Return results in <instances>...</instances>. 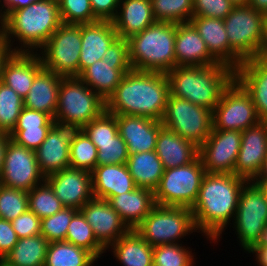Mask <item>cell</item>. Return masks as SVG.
I'll list each match as a JSON object with an SVG mask.
<instances>
[{"label":"cell","mask_w":267,"mask_h":266,"mask_svg":"<svg viewBox=\"0 0 267 266\" xmlns=\"http://www.w3.org/2000/svg\"><path fill=\"white\" fill-rule=\"evenodd\" d=\"M78 211V209L64 207L54 215L42 218L40 225L41 235H43L49 243L65 241L71 219Z\"/></svg>","instance_id":"obj_43"},{"label":"cell","mask_w":267,"mask_h":266,"mask_svg":"<svg viewBox=\"0 0 267 266\" xmlns=\"http://www.w3.org/2000/svg\"><path fill=\"white\" fill-rule=\"evenodd\" d=\"M176 23L156 21L142 32L130 36L129 61L133 70L162 72L176 67Z\"/></svg>","instance_id":"obj_5"},{"label":"cell","mask_w":267,"mask_h":266,"mask_svg":"<svg viewBox=\"0 0 267 266\" xmlns=\"http://www.w3.org/2000/svg\"><path fill=\"white\" fill-rule=\"evenodd\" d=\"M51 128L13 129L9 137L15 143L27 149L36 151L45 140Z\"/></svg>","instance_id":"obj_49"},{"label":"cell","mask_w":267,"mask_h":266,"mask_svg":"<svg viewBox=\"0 0 267 266\" xmlns=\"http://www.w3.org/2000/svg\"><path fill=\"white\" fill-rule=\"evenodd\" d=\"M134 231L152 247L176 244L197 232L190 208L155 205Z\"/></svg>","instance_id":"obj_7"},{"label":"cell","mask_w":267,"mask_h":266,"mask_svg":"<svg viewBox=\"0 0 267 266\" xmlns=\"http://www.w3.org/2000/svg\"><path fill=\"white\" fill-rule=\"evenodd\" d=\"M233 220L241 246L249 251L258 243L267 224V200L255 182L243 186Z\"/></svg>","instance_id":"obj_12"},{"label":"cell","mask_w":267,"mask_h":266,"mask_svg":"<svg viewBox=\"0 0 267 266\" xmlns=\"http://www.w3.org/2000/svg\"><path fill=\"white\" fill-rule=\"evenodd\" d=\"M109 63H130L127 39L117 38L102 57Z\"/></svg>","instance_id":"obj_51"},{"label":"cell","mask_w":267,"mask_h":266,"mask_svg":"<svg viewBox=\"0 0 267 266\" xmlns=\"http://www.w3.org/2000/svg\"><path fill=\"white\" fill-rule=\"evenodd\" d=\"M174 49L176 66H210L219 63L209 53L206 43L190 22L176 24Z\"/></svg>","instance_id":"obj_24"},{"label":"cell","mask_w":267,"mask_h":266,"mask_svg":"<svg viewBox=\"0 0 267 266\" xmlns=\"http://www.w3.org/2000/svg\"><path fill=\"white\" fill-rule=\"evenodd\" d=\"M28 206L40 219L50 217L64 208L46 181L28 191Z\"/></svg>","instance_id":"obj_38"},{"label":"cell","mask_w":267,"mask_h":266,"mask_svg":"<svg viewBox=\"0 0 267 266\" xmlns=\"http://www.w3.org/2000/svg\"><path fill=\"white\" fill-rule=\"evenodd\" d=\"M126 165L136 186L153 192L165 170L155 150L129 155Z\"/></svg>","instance_id":"obj_32"},{"label":"cell","mask_w":267,"mask_h":266,"mask_svg":"<svg viewBox=\"0 0 267 266\" xmlns=\"http://www.w3.org/2000/svg\"><path fill=\"white\" fill-rule=\"evenodd\" d=\"M255 180H267V153L261 171L259 172V175Z\"/></svg>","instance_id":"obj_60"},{"label":"cell","mask_w":267,"mask_h":266,"mask_svg":"<svg viewBox=\"0 0 267 266\" xmlns=\"http://www.w3.org/2000/svg\"><path fill=\"white\" fill-rule=\"evenodd\" d=\"M205 174L199 156L188 165L165 169L154 191L155 204L191 208L198 197Z\"/></svg>","instance_id":"obj_9"},{"label":"cell","mask_w":267,"mask_h":266,"mask_svg":"<svg viewBox=\"0 0 267 266\" xmlns=\"http://www.w3.org/2000/svg\"><path fill=\"white\" fill-rule=\"evenodd\" d=\"M11 221L0 219V259H3L18 242Z\"/></svg>","instance_id":"obj_53"},{"label":"cell","mask_w":267,"mask_h":266,"mask_svg":"<svg viewBox=\"0 0 267 266\" xmlns=\"http://www.w3.org/2000/svg\"><path fill=\"white\" fill-rule=\"evenodd\" d=\"M35 53L11 52L1 67V82L23 99L29 93L35 76L43 69L37 51Z\"/></svg>","instance_id":"obj_20"},{"label":"cell","mask_w":267,"mask_h":266,"mask_svg":"<svg viewBox=\"0 0 267 266\" xmlns=\"http://www.w3.org/2000/svg\"><path fill=\"white\" fill-rule=\"evenodd\" d=\"M234 6L230 0H193V16L224 20Z\"/></svg>","instance_id":"obj_47"},{"label":"cell","mask_w":267,"mask_h":266,"mask_svg":"<svg viewBox=\"0 0 267 266\" xmlns=\"http://www.w3.org/2000/svg\"><path fill=\"white\" fill-rule=\"evenodd\" d=\"M28 209V191L0 184V219L12 221Z\"/></svg>","instance_id":"obj_41"},{"label":"cell","mask_w":267,"mask_h":266,"mask_svg":"<svg viewBox=\"0 0 267 266\" xmlns=\"http://www.w3.org/2000/svg\"><path fill=\"white\" fill-rule=\"evenodd\" d=\"M62 78L63 76L43 68L35 76L29 93L23 99L24 107L45 112L54 119Z\"/></svg>","instance_id":"obj_30"},{"label":"cell","mask_w":267,"mask_h":266,"mask_svg":"<svg viewBox=\"0 0 267 266\" xmlns=\"http://www.w3.org/2000/svg\"><path fill=\"white\" fill-rule=\"evenodd\" d=\"M256 57L267 60V14L264 18L262 41Z\"/></svg>","instance_id":"obj_56"},{"label":"cell","mask_w":267,"mask_h":266,"mask_svg":"<svg viewBox=\"0 0 267 266\" xmlns=\"http://www.w3.org/2000/svg\"><path fill=\"white\" fill-rule=\"evenodd\" d=\"M235 6L248 5L249 0H230Z\"/></svg>","instance_id":"obj_64"},{"label":"cell","mask_w":267,"mask_h":266,"mask_svg":"<svg viewBox=\"0 0 267 266\" xmlns=\"http://www.w3.org/2000/svg\"><path fill=\"white\" fill-rule=\"evenodd\" d=\"M253 182H255L259 186V188L263 191L267 200V180H254Z\"/></svg>","instance_id":"obj_62"},{"label":"cell","mask_w":267,"mask_h":266,"mask_svg":"<svg viewBox=\"0 0 267 266\" xmlns=\"http://www.w3.org/2000/svg\"><path fill=\"white\" fill-rule=\"evenodd\" d=\"M166 75L170 94L213 110L223 91L235 79V70L217 63L210 66H176Z\"/></svg>","instance_id":"obj_4"},{"label":"cell","mask_w":267,"mask_h":266,"mask_svg":"<svg viewBox=\"0 0 267 266\" xmlns=\"http://www.w3.org/2000/svg\"><path fill=\"white\" fill-rule=\"evenodd\" d=\"M156 21L189 23L193 17V0H151Z\"/></svg>","instance_id":"obj_37"},{"label":"cell","mask_w":267,"mask_h":266,"mask_svg":"<svg viewBox=\"0 0 267 266\" xmlns=\"http://www.w3.org/2000/svg\"><path fill=\"white\" fill-rule=\"evenodd\" d=\"M18 238L41 234V219L29 209L11 221Z\"/></svg>","instance_id":"obj_50"},{"label":"cell","mask_w":267,"mask_h":266,"mask_svg":"<svg viewBox=\"0 0 267 266\" xmlns=\"http://www.w3.org/2000/svg\"><path fill=\"white\" fill-rule=\"evenodd\" d=\"M83 132L92 143H107L118 134L117 115L105 110L99 117L83 126Z\"/></svg>","instance_id":"obj_45"},{"label":"cell","mask_w":267,"mask_h":266,"mask_svg":"<svg viewBox=\"0 0 267 266\" xmlns=\"http://www.w3.org/2000/svg\"><path fill=\"white\" fill-rule=\"evenodd\" d=\"M255 246H267V224L261 233V237Z\"/></svg>","instance_id":"obj_61"},{"label":"cell","mask_w":267,"mask_h":266,"mask_svg":"<svg viewBox=\"0 0 267 266\" xmlns=\"http://www.w3.org/2000/svg\"><path fill=\"white\" fill-rule=\"evenodd\" d=\"M113 255L123 266H152L153 248L134 229L111 245Z\"/></svg>","instance_id":"obj_33"},{"label":"cell","mask_w":267,"mask_h":266,"mask_svg":"<svg viewBox=\"0 0 267 266\" xmlns=\"http://www.w3.org/2000/svg\"><path fill=\"white\" fill-rule=\"evenodd\" d=\"M63 24H90L99 21L93 13L90 0H59Z\"/></svg>","instance_id":"obj_42"},{"label":"cell","mask_w":267,"mask_h":266,"mask_svg":"<svg viewBox=\"0 0 267 266\" xmlns=\"http://www.w3.org/2000/svg\"><path fill=\"white\" fill-rule=\"evenodd\" d=\"M247 182L235 174L204 175L198 197L190 208L198 232L202 231L214 243L220 239L222 231L235 216L240 192Z\"/></svg>","instance_id":"obj_1"},{"label":"cell","mask_w":267,"mask_h":266,"mask_svg":"<svg viewBox=\"0 0 267 266\" xmlns=\"http://www.w3.org/2000/svg\"><path fill=\"white\" fill-rule=\"evenodd\" d=\"M265 14L249 5L234 6L223 20L229 41V67L236 70L247 59L256 57L263 35Z\"/></svg>","instance_id":"obj_6"},{"label":"cell","mask_w":267,"mask_h":266,"mask_svg":"<svg viewBox=\"0 0 267 266\" xmlns=\"http://www.w3.org/2000/svg\"><path fill=\"white\" fill-rule=\"evenodd\" d=\"M112 20L118 38L128 39L156 22L151 0H119V8Z\"/></svg>","instance_id":"obj_27"},{"label":"cell","mask_w":267,"mask_h":266,"mask_svg":"<svg viewBox=\"0 0 267 266\" xmlns=\"http://www.w3.org/2000/svg\"><path fill=\"white\" fill-rule=\"evenodd\" d=\"M98 150L97 166L126 164L129 154L127 145L119 133L107 143H93Z\"/></svg>","instance_id":"obj_46"},{"label":"cell","mask_w":267,"mask_h":266,"mask_svg":"<svg viewBox=\"0 0 267 266\" xmlns=\"http://www.w3.org/2000/svg\"><path fill=\"white\" fill-rule=\"evenodd\" d=\"M97 258L89 251L66 241L51 242L44 266H93Z\"/></svg>","instance_id":"obj_35"},{"label":"cell","mask_w":267,"mask_h":266,"mask_svg":"<svg viewBox=\"0 0 267 266\" xmlns=\"http://www.w3.org/2000/svg\"><path fill=\"white\" fill-rule=\"evenodd\" d=\"M70 167L91 172L97 166V147L82 131L70 145Z\"/></svg>","instance_id":"obj_40"},{"label":"cell","mask_w":267,"mask_h":266,"mask_svg":"<svg viewBox=\"0 0 267 266\" xmlns=\"http://www.w3.org/2000/svg\"><path fill=\"white\" fill-rule=\"evenodd\" d=\"M3 15V42L11 52L38 51L62 24L58 2L53 0H38L21 9L5 10ZM10 38L21 42V47L12 48Z\"/></svg>","instance_id":"obj_3"},{"label":"cell","mask_w":267,"mask_h":266,"mask_svg":"<svg viewBox=\"0 0 267 266\" xmlns=\"http://www.w3.org/2000/svg\"><path fill=\"white\" fill-rule=\"evenodd\" d=\"M105 110L106 101L79 77L62 78L54 119L76 123L83 127Z\"/></svg>","instance_id":"obj_8"},{"label":"cell","mask_w":267,"mask_h":266,"mask_svg":"<svg viewBox=\"0 0 267 266\" xmlns=\"http://www.w3.org/2000/svg\"><path fill=\"white\" fill-rule=\"evenodd\" d=\"M40 50L44 69L63 77H78L81 24L62 23Z\"/></svg>","instance_id":"obj_11"},{"label":"cell","mask_w":267,"mask_h":266,"mask_svg":"<svg viewBox=\"0 0 267 266\" xmlns=\"http://www.w3.org/2000/svg\"><path fill=\"white\" fill-rule=\"evenodd\" d=\"M190 23L207 45L209 53L229 66V41L223 19L193 16Z\"/></svg>","instance_id":"obj_31"},{"label":"cell","mask_w":267,"mask_h":266,"mask_svg":"<svg viewBox=\"0 0 267 266\" xmlns=\"http://www.w3.org/2000/svg\"><path fill=\"white\" fill-rule=\"evenodd\" d=\"M44 181L45 176L39 169L35 151L27 149L10 139L0 172V184L14 189L30 191Z\"/></svg>","instance_id":"obj_15"},{"label":"cell","mask_w":267,"mask_h":266,"mask_svg":"<svg viewBox=\"0 0 267 266\" xmlns=\"http://www.w3.org/2000/svg\"><path fill=\"white\" fill-rule=\"evenodd\" d=\"M91 180L93 196L105 200L137 188L126 164L96 166L91 171Z\"/></svg>","instance_id":"obj_25"},{"label":"cell","mask_w":267,"mask_h":266,"mask_svg":"<svg viewBox=\"0 0 267 266\" xmlns=\"http://www.w3.org/2000/svg\"><path fill=\"white\" fill-rule=\"evenodd\" d=\"M0 41H3V31H4V15L3 12L0 9Z\"/></svg>","instance_id":"obj_63"},{"label":"cell","mask_w":267,"mask_h":266,"mask_svg":"<svg viewBox=\"0 0 267 266\" xmlns=\"http://www.w3.org/2000/svg\"><path fill=\"white\" fill-rule=\"evenodd\" d=\"M2 0H0V4ZM38 0H3V3L1 8V11L5 10H15V9H21L24 7H27L28 5H30L33 2H36ZM6 8V9H5Z\"/></svg>","instance_id":"obj_54"},{"label":"cell","mask_w":267,"mask_h":266,"mask_svg":"<svg viewBox=\"0 0 267 266\" xmlns=\"http://www.w3.org/2000/svg\"><path fill=\"white\" fill-rule=\"evenodd\" d=\"M52 125L53 118L49 114L24 107L14 129L51 128Z\"/></svg>","instance_id":"obj_48"},{"label":"cell","mask_w":267,"mask_h":266,"mask_svg":"<svg viewBox=\"0 0 267 266\" xmlns=\"http://www.w3.org/2000/svg\"><path fill=\"white\" fill-rule=\"evenodd\" d=\"M79 211L105 250L131 230L108 200L93 197Z\"/></svg>","instance_id":"obj_17"},{"label":"cell","mask_w":267,"mask_h":266,"mask_svg":"<svg viewBox=\"0 0 267 266\" xmlns=\"http://www.w3.org/2000/svg\"><path fill=\"white\" fill-rule=\"evenodd\" d=\"M259 120L250 95L235 79L212 110L213 129L242 132Z\"/></svg>","instance_id":"obj_13"},{"label":"cell","mask_w":267,"mask_h":266,"mask_svg":"<svg viewBox=\"0 0 267 266\" xmlns=\"http://www.w3.org/2000/svg\"><path fill=\"white\" fill-rule=\"evenodd\" d=\"M155 152L163 167L171 169L193 162L199 155V147L163 126L157 136Z\"/></svg>","instance_id":"obj_26"},{"label":"cell","mask_w":267,"mask_h":266,"mask_svg":"<svg viewBox=\"0 0 267 266\" xmlns=\"http://www.w3.org/2000/svg\"><path fill=\"white\" fill-rule=\"evenodd\" d=\"M235 80L250 95L258 118L267 121V60H244L235 70Z\"/></svg>","instance_id":"obj_22"},{"label":"cell","mask_w":267,"mask_h":266,"mask_svg":"<svg viewBox=\"0 0 267 266\" xmlns=\"http://www.w3.org/2000/svg\"><path fill=\"white\" fill-rule=\"evenodd\" d=\"M108 202L130 229L136 228L156 205L154 192L140 187L112 196Z\"/></svg>","instance_id":"obj_29"},{"label":"cell","mask_w":267,"mask_h":266,"mask_svg":"<svg viewBox=\"0 0 267 266\" xmlns=\"http://www.w3.org/2000/svg\"><path fill=\"white\" fill-rule=\"evenodd\" d=\"M267 153V121L242 131L241 146L235 164L234 174L248 182L254 181L261 171Z\"/></svg>","instance_id":"obj_18"},{"label":"cell","mask_w":267,"mask_h":266,"mask_svg":"<svg viewBox=\"0 0 267 266\" xmlns=\"http://www.w3.org/2000/svg\"><path fill=\"white\" fill-rule=\"evenodd\" d=\"M248 5L258 12L267 14V0H249Z\"/></svg>","instance_id":"obj_58"},{"label":"cell","mask_w":267,"mask_h":266,"mask_svg":"<svg viewBox=\"0 0 267 266\" xmlns=\"http://www.w3.org/2000/svg\"><path fill=\"white\" fill-rule=\"evenodd\" d=\"M184 247L182 243L155 246L153 264L156 266H193V255L189 248Z\"/></svg>","instance_id":"obj_44"},{"label":"cell","mask_w":267,"mask_h":266,"mask_svg":"<svg viewBox=\"0 0 267 266\" xmlns=\"http://www.w3.org/2000/svg\"><path fill=\"white\" fill-rule=\"evenodd\" d=\"M11 53L7 45L0 41V81H1V67L6 57Z\"/></svg>","instance_id":"obj_59"},{"label":"cell","mask_w":267,"mask_h":266,"mask_svg":"<svg viewBox=\"0 0 267 266\" xmlns=\"http://www.w3.org/2000/svg\"><path fill=\"white\" fill-rule=\"evenodd\" d=\"M118 133L127 145L128 154L154 151L160 120L144 116L117 115Z\"/></svg>","instance_id":"obj_21"},{"label":"cell","mask_w":267,"mask_h":266,"mask_svg":"<svg viewBox=\"0 0 267 266\" xmlns=\"http://www.w3.org/2000/svg\"><path fill=\"white\" fill-rule=\"evenodd\" d=\"M65 241L91 252L97 259L106 251L97 242L91 226L80 211L72 217Z\"/></svg>","instance_id":"obj_36"},{"label":"cell","mask_w":267,"mask_h":266,"mask_svg":"<svg viewBox=\"0 0 267 266\" xmlns=\"http://www.w3.org/2000/svg\"><path fill=\"white\" fill-rule=\"evenodd\" d=\"M241 139L242 132L212 129L198 153L205 172L234 174Z\"/></svg>","instance_id":"obj_16"},{"label":"cell","mask_w":267,"mask_h":266,"mask_svg":"<svg viewBox=\"0 0 267 266\" xmlns=\"http://www.w3.org/2000/svg\"><path fill=\"white\" fill-rule=\"evenodd\" d=\"M170 94L166 73L131 70L106 101L113 115L144 116L162 120Z\"/></svg>","instance_id":"obj_2"},{"label":"cell","mask_w":267,"mask_h":266,"mask_svg":"<svg viewBox=\"0 0 267 266\" xmlns=\"http://www.w3.org/2000/svg\"><path fill=\"white\" fill-rule=\"evenodd\" d=\"M248 252L255 253L259 266H267V246H253Z\"/></svg>","instance_id":"obj_55"},{"label":"cell","mask_w":267,"mask_h":266,"mask_svg":"<svg viewBox=\"0 0 267 266\" xmlns=\"http://www.w3.org/2000/svg\"><path fill=\"white\" fill-rule=\"evenodd\" d=\"M90 3L99 21H112L119 8V0H90Z\"/></svg>","instance_id":"obj_52"},{"label":"cell","mask_w":267,"mask_h":266,"mask_svg":"<svg viewBox=\"0 0 267 266\" xmlns=\"http://www.w3.org/2000/svg\"><path fill=\"white\" fill-rule=\"evenodd\" d=\"M45 181L66 208L80 210L93 196L91 172L71 167L52 173Z\"/></svg>","instance_id":"obj_19"},{"label":"cell","mask_w":267,"mask_h":266,"mask_svg":"<svg viewBox=\"0 0 267 266\" xmlns=\"http://www.w3.org/2000/svg\"><path fill=\"white\" fill-rule=\"evenodd\" d=\"M0 266H11V265L5 263L2 259H0Z\"/></svg>","instance_id":"obj_65"},{"label":"cell","mask_w":267,"mask_h":266,"mask_svg":"<svg viewBox=\"0 0 267 266\" xmlns=\"http://www.w3.org/2000/svg\"><path fill=\"white\" fill-rule=\"evenodd\" d=\"M49 241L43 235L19 238L2 259L11 266H44Z\"/></svg>","instance_id":"obj_34"},{"label":"cell","mask_w":267,"mask_h":266,"mask_svg":"<svg viewBox=\"0 0 267 266\" xmlns=\"http://www.w3.org/2000/svg\"><path fill=\"white\" fill-rule=\"evenodd\" d=\"M162 125L200 147L213 129L212 110L169 94Z\"/></svg>","instance_id":"obj_10"},{"label":"cell","mask_w":267,"mask_h":266,"mask_svg":"<svg viewBox=\"0 0 267 266\" xmlns=\"http://www.w3.org/2000/svg\"><path fill=\"white\" fill-rule=\"evenodd\" d=\"M82 131L79 124L53 119L45 140L35 151L39 169L45 177L70 167V145Z\"/></svg>","instance_id":"obj_14"},{"label":"cell","mask_w":267,"mask_h":266,"mask_svg":"<svg viewBox=\"0 0 267 266\" xmlns=\"http://www.w3.org/2000/svg\"><path fill=\"white\" fill-rule=\"evenodd\" d=\"M10 139L9 134L0 133V172L2 170L6 148Z\"/></svg>","instance_id":"obj_57"},{"label":"cell","mask_w":267,"mask_h":266,"mask_svg":"<svg viewBox=\"0 0 267 266\" xmlns=\"http://www.w3.org/2000/svg\"><path fill=\"white\" fill-rule=\"evenodd\" d=\"M118 38L112 21L81 24V51L79 75L105 55L108 47Z\"/></svg>","instance_id":"obj_23"},{"label":"cell","mask_w":267,"mask_h":266,"mask_svg":"<svg viewBox=\"0 0 267 266\" xmlns=\"http://www.w3.org/2000/svg\"><path fill=\"white\" fill-rule=\"evenodd\" d=\"M24 100L0 81V133L10 134L17 124Z\"/></svg>","instance_id":"obj_39"},{"label":"cell","mask_w":267,"mask_h":266,"mask_svg":"<svg viewBox=\"0 0 267 266\" xmlns=\"http://www.w3.org/2000/svg\"><path fill=\"white\" fill-rule=\"evenodd\" d=\"M131 70L130 63H109L101 59L87 67L78 77L104 101H107L123 76Z\"/></svg>","instance_id":"obj_28"}]
</instances>
